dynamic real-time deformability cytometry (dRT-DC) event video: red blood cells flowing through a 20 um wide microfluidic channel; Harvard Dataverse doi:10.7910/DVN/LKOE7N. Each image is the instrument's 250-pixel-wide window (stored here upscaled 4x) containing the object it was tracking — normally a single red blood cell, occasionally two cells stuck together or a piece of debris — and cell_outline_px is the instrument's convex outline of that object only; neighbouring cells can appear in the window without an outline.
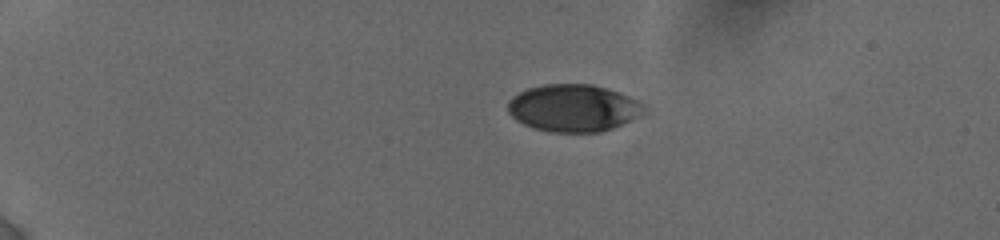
{"species": "human", "species_latin": "Homo sapiens", "temperature_condition": "cold", "stored_images_in_passage": 41, "camera_frame_rate_fps": 3000, "um_per_image_px": 0.085, "donor": {"sex": "female"}, "frame": {"image": 1, "passage_image": 1, "time_ms": 0.0, "image_size_px": [1000, 240], "cell_outline_px": [[644, 112], [612, 128], [600, 132], [548, 132], [532, 128], [516, 120], [508, 112], [508, 100], [512, 96], [528, 88], [544, 84], [592, 84], [628, 96], [644, 104]], "centroid_in_image_um": [48.67, 9.18], "position_along_channel_um": 36.3, "area_um2": 37.17}}
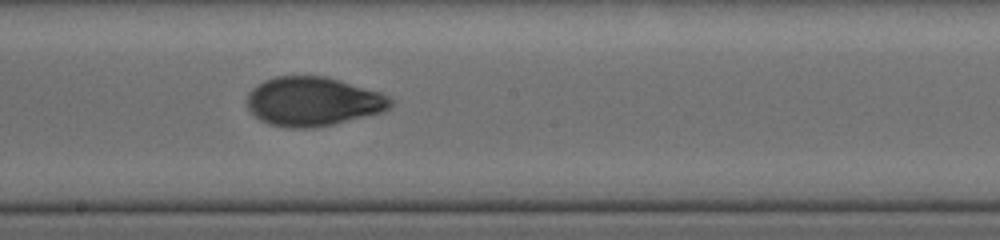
{"frame": {"image": 2, "passage_image": 21, "time_ms": 7.0, "image_size_px": [1000, 240], "cell_outline_px": [[396, 100], [384, 112], [332, 124], [312, 128], [292, 128], [272, 124], [260, 120], [248, 108], [244, 100], [248, 92], [256, 84], [264, 80], [276, 76], [328, 76], [380, 92]], "centroid_in_image_um": [26.6, 8.61], "position_along_channel_um": 221.6, "area_um2": 41.33}}
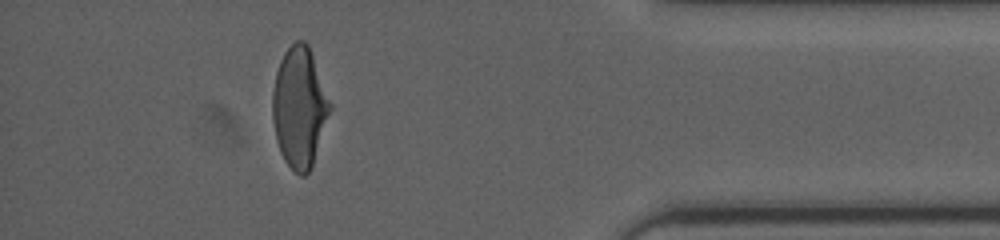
{"frame": {"image": 3, "passage_image": 36, "time_ms": 12.667, "image_size_px": [1000, 240], "cell_outline_px": [[332, 108], [312, 168], [304, 176], [300, 176], [284, 160], [280, 152], [276, 140], [272, 120], [272, 92], [276, 72], [280, 60], [284, 52], [296, 40], [304, 40], [308, 44], [332, 104]], "centroid_in_image_um": [25.46, 9.13], "position_along_channel_um": 409.7, "area_um2": 40.63}, "authors_computed_cell_mechanics": {"area_um2": 39.9976, "velocity_mm_per_s": 3.8356, "shape_relaxation_time_tau1_ms": 3.5832, "shape_relaxation_time_tau2_ms": 1.4863, "deformation_change_tau1": 0.1551, "deformation_change_tau2": 0.0522}}